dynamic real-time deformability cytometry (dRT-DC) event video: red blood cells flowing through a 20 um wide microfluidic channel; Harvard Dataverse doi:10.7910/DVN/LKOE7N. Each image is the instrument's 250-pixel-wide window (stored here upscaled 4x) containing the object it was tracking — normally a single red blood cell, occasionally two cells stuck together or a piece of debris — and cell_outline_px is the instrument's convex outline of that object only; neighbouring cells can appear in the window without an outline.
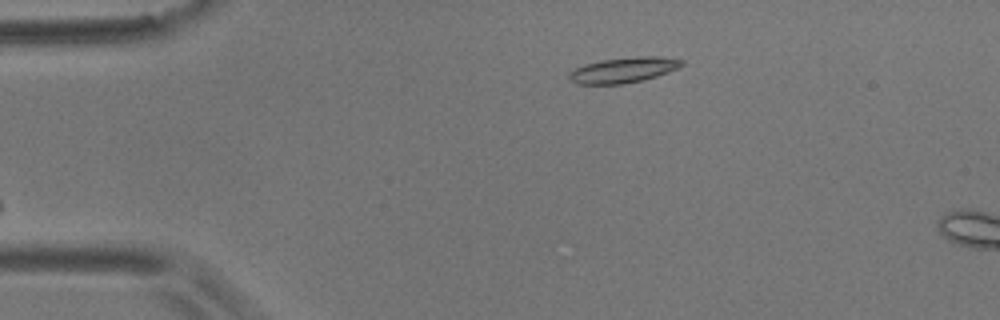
{"species": "common noctule bat (a hibernating species)", "species_latin": "Nyctalus noctula", "temperature_condition": "room temperature", "stored_images_in_passage": 5, "camera_frame_rate_fps": 3000, "um_per_image_px": 0.085, "animal": {"sex": "male", "body_mass_g": 17.9}, "frame": {"image": 1, "passage_image": 1, "time_ms": 0.0, "image_size_px": [1000, 320], "cell_outline_px": [[684, 64], [668, 72], [644, 80], [624, 84], [576, 84], [568, 80], [568, 72], [584, 64], [600, 60], [640, 56], [660, 56], [684, 60]], "centroid_in_image_um": [52.96, 5.95], "position_along_channel_um": 32.0, "area_um2": 16.82}}